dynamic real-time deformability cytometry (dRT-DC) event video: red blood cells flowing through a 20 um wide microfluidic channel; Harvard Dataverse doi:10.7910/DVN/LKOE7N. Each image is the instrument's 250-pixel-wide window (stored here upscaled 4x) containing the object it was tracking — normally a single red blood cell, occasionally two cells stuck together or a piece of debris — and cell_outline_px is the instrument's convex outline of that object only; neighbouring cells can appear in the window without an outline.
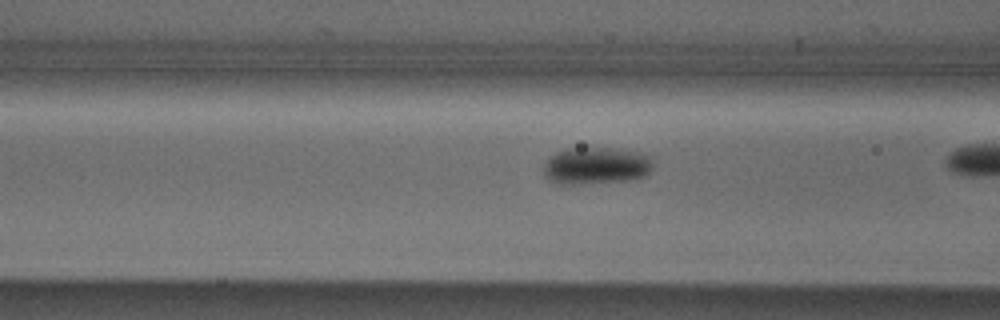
{"species": "Egyptian fruit bat (a non-hibernating species)", "species_latin": "Rousettus aegyptiacus", "temperature_condition": "cold", "stored_images_in_passage": 9, "camera_frame_rate_fps": 3000, "um_per_image_px": 0.085, "animal": {"sex": "male"}, "frame": {"image": 1, "passage_image": 8, "time_ms": 2.333, "image_size_px": [1000, 320], "cell_outline_px": [[652, 168], [644, 176], [628, 180], [580, 184], [556, 184], [548, 180], [544, 176], [544, 164], [548, 156], [556, 152], [568, 148], [612, 148], [636, 152], [652, 156]], "centroid_in_image_um": [50.62, 14.09], "position_along_channel_um": 116.0, "area_um2": 23.81}}